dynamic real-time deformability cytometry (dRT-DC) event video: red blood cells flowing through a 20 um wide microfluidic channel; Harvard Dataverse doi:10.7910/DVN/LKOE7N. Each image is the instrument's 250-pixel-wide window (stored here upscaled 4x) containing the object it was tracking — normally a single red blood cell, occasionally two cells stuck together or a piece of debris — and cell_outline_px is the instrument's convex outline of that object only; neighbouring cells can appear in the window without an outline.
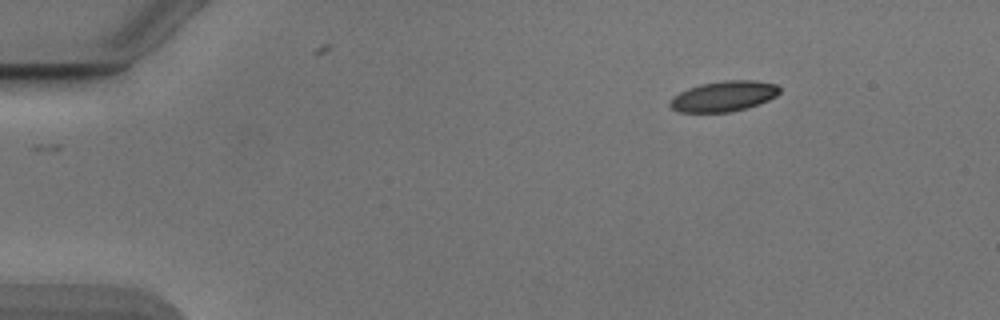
{"species": "Egyptian fruit bat (a non-hibernating species)", "species_latin": "Rousettus aegyptiacus", "temperature_condition": "cold", "stored_images_in_passage": 3, "camera_frame_rate_fps": 3000, "um_per_image_px": 0.085, "animal": {"sex": "male"}, "frame": {"image": 1, "passage_image": 1, "time_ms": 0.0, "image_size_px": [1000, 320], "cell_outline_px": [[780, 92], [776, 96], [768, 100], [744, 108], [728, 112], [680, 112], [672, 108], [668, 104], [668, 100], [672, 96], [688, 88], [700, 84], [724, 80], [752, 80], [776, 84], [780, 88]], "centroid_in_image_um": [61.47, 8.17], "position_along_channel_um": 23.5, "area_um2": 19.36}}